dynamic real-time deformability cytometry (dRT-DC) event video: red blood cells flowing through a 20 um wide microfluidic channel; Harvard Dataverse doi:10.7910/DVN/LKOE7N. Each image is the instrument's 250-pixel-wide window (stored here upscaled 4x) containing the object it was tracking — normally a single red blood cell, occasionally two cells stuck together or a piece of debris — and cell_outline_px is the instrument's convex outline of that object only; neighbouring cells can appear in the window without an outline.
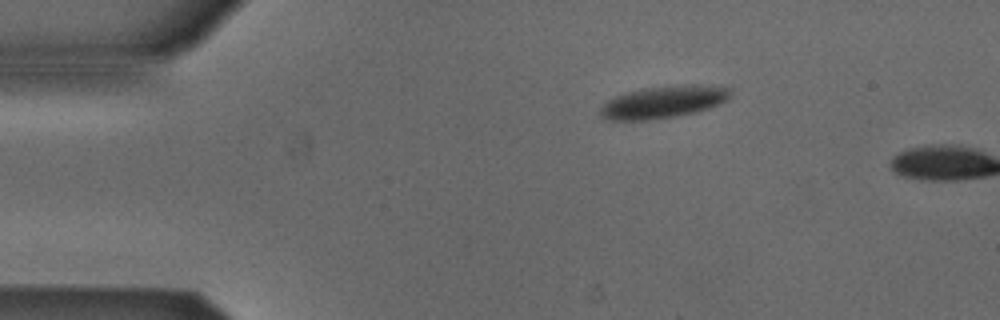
{"species": "Egyptian fruit bat (a non-hibernating species)", "species_latin": "Rousettus aegyptiacus", "temperature_condition": "cold", "stored_images_in_passage": 2, "camera_frame_rate_fps": 3000, "um_per_image_px": 0.085, "animal": {"sex": "male"}, "frame": {"image": 1, "passage_image": 1, "time_ms": 0.0, "image_size_px": [1000, 320], "cell_outline_px": [[732, 96], [728, 100], [720, 104], [696, 112], [676, 116], [652, 120], [604, 120], [600, 116], [600, 108], [608, 100], [624, 92], [640, 88], [684, 84], [724, 84], [732, 88]], "centroid_in_image_um": [56.48, 8.64], "position_along_channel_um": 28.5, "area_um2": 25.32}}